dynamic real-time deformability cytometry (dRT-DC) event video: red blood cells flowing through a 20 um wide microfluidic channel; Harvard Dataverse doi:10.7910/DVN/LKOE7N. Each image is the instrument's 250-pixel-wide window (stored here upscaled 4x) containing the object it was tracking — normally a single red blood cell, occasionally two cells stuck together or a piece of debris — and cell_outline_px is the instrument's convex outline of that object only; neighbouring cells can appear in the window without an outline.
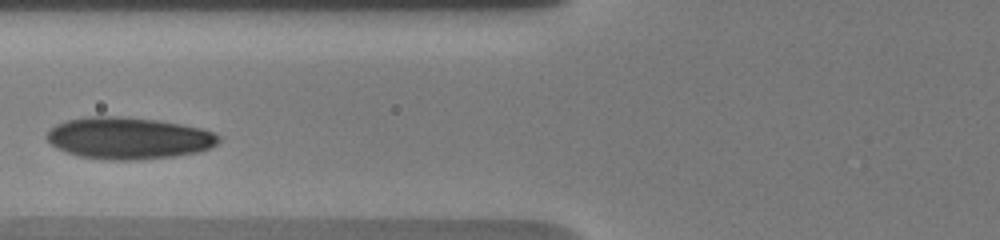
{"species": "human", "species_latin": "Homo sapiens", "temperature_condition": "warm", "stored_images_in_passage": 6, "camera_frame_rate_fps": 3000, "um_per_image_px": 0.085, "donor": {"sex": "male"}, "frame": {"image": 1, "passage_image": 5, "time_ms": 2.667, "image_size_px": [1000, 240], "cell_outline_px": [[220, 140], [216, 144], [208, 148], [196, 152], [172, 156], [136, 160], [112, 160], [80, 156], [56, 148], [48, 140], [48, 132], [56, 124], [68, 120], [88, 116], [124, 116], [160, 120], [200, 128], [212, 132], [220, 136]], "centroid_in_image_um": [10.93, 11.73], "position_along_channel_um": 114.9, "area_um2": 41.56}}